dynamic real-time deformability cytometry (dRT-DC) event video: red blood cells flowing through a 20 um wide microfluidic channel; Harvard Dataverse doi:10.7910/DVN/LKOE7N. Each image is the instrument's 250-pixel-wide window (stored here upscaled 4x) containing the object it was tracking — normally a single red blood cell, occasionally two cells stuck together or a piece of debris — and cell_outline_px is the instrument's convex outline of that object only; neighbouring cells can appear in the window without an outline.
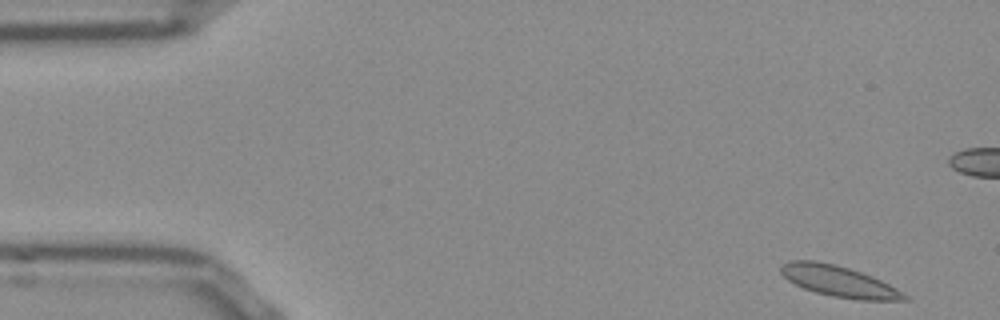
{"species": "Egyptian fruit bat (a non-hibernating species)", "species_latin": "Rousettus aegyptiacus", "temperature_condition": "room temperature", "stored_images_in_passage": 53, "camera_frame_rate_fps": 3000, "um_per_image_px": 0.085, "frame": {"image": 1, "passage_image": 2, "time_ms": 0.333, "image_size_px": [1000, 320], "cell_outline_px": [[912, 300], [860, 300], [832, 296], [816, 292], [804, 288], [788, 280], [780, 272], [780, 268], [788, 260], [812, 260], [836, 264], [872, 276], [896, 288], [908, 296]], "centroid_in_image_um": [71.31, 23.91], "position_along_channel_um": 13.7, "area_um2": 22.08}}
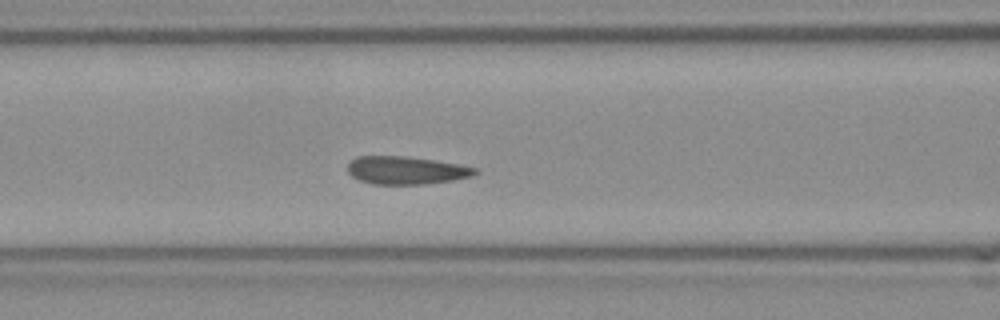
{"frame": {"image": 2, "passage_image": 20, "time_ms": 6.333, "image_size_px": [1000, 320], "cell_outline_px": [[480, 172], [472, 176], [452, 180], [424, 184], [372, 184], [360, 180], [352, 176], [348, 172], [348, 164], [356, 156], [408, 156], [456, 164], [476, 168]], "centroid_in_image_um": [34.5, 14.47], "position_along_channel_um": 132.1, "area_um2": 20.58}}
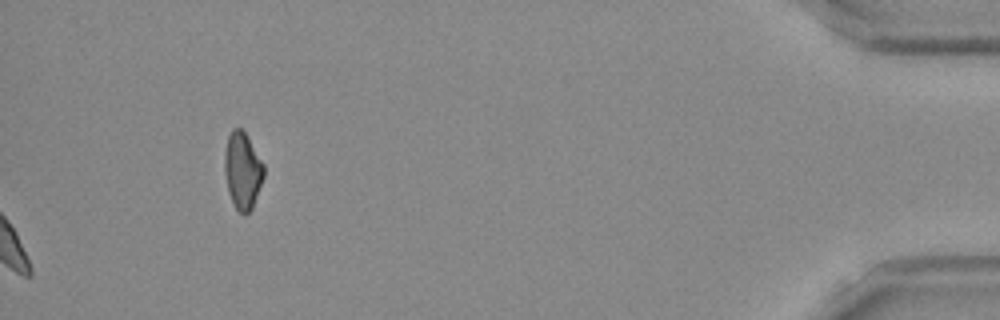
{"frame": {"image": 3, "passage_image": 53, "time_ms": 17.333, "image_size_px": [1000, 320], "cell_outline_px": [[264, 176], [252, 208], [244, 216], [236, 208], [228, 192], [224, 172], [224, 152], [228, 136], [232, 128], [240, 128], [244, 132], [264, 164]], "centroid_in_image_um": [20.6, 14.5], "position_along_channel_um": 414.6, "area_um2": 17.46}, "authors_computed_cell_mechanics": {"area_um2": 20.5768, "velocity_mm_per_s": 3.7906, "shape_relaxation_time_tau1_ms": 6.3908, "shape_relaxation_time_tau2_ms": null, "deformation_change_tau1": 0.1209, "deformation_change_tau2": null}}